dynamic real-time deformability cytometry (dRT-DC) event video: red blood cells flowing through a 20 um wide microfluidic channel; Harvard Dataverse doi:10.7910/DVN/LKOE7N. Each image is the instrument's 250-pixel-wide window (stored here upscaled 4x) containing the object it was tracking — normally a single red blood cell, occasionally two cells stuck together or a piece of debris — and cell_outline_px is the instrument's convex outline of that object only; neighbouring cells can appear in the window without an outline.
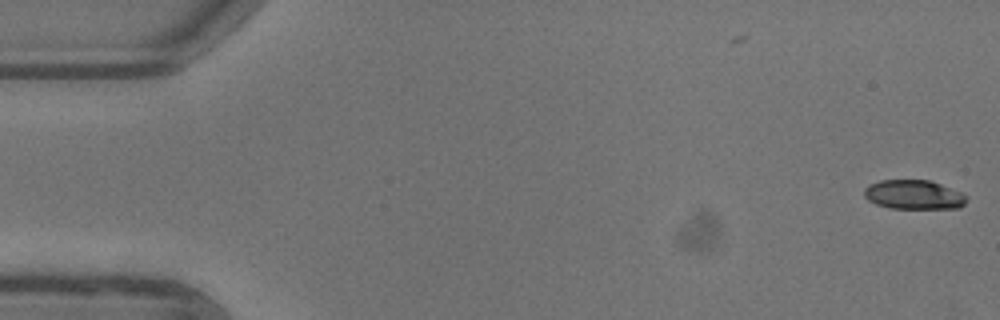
{"species": "common noctule bat (a hibernating species)", "species_latin": "Nyctalus noctula", "temperature_condition": "warm", "stored_images_in_passage": 2, "camera_frame_rate_fps": 3000, "um_per_image_px": 0.085, "animal": {"sex": "female"}, "frame": {"image": 1, "passage_image": 2, "time_ms": 0.333, "image_size_px": [1000, 320], "cell_outline_px": [[968, 196], [964, 204], [960, 208], [888, 208], [876, 204], [868, 200], [864, 196], [864, 188], [868, 184], [880, 180], [928, 180], [940, 184], [960, 192]], "centroid_in_image_um": [77.64, 16.55], "position_along_channel_um": 7.4, "area_um2": 17.46}}